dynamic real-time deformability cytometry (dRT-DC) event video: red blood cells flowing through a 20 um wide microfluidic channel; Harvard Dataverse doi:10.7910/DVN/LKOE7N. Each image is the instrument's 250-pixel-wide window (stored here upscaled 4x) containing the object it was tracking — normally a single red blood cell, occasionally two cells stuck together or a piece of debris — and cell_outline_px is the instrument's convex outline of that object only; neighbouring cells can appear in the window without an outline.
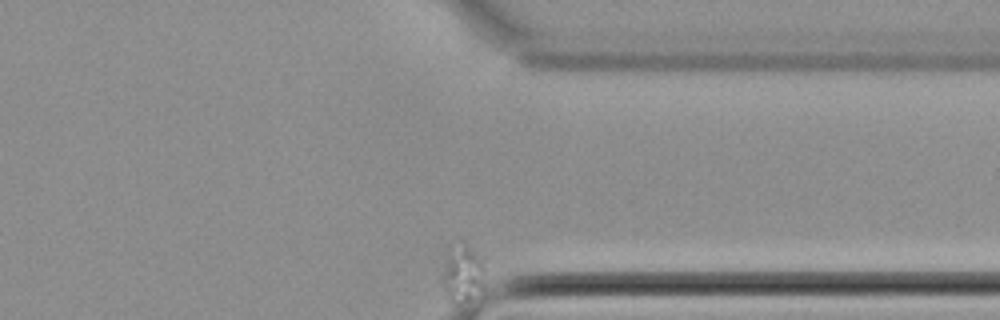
{"species": "common noctule bat (a hibernating species)", "species_latin": "Nyctalus noctula", "temperature_condition": "cold", "stored_images_in_passage": 51, "camera_frame_rate_fps": 3000, "um_per_image_px": 0.085, "animal": {"sex": "female", "body_mass_g": 22.7, "forearm_length_mm": 54.2}, "frame": {"image": 1, "passage_image": 51, "time_ms": 16.667, "image_size_px": [1000, 320], "cell_outline_px": [[484, 288], [460, 304], [456, 304], [448, 300], [444, 292], [444, 268], [448, 256], [468, 248], [484, 256]], "centroid_in_image_um": [39.41, 23.43], "position_along_channel_um": 372.0, "area_um2": 13.01}}